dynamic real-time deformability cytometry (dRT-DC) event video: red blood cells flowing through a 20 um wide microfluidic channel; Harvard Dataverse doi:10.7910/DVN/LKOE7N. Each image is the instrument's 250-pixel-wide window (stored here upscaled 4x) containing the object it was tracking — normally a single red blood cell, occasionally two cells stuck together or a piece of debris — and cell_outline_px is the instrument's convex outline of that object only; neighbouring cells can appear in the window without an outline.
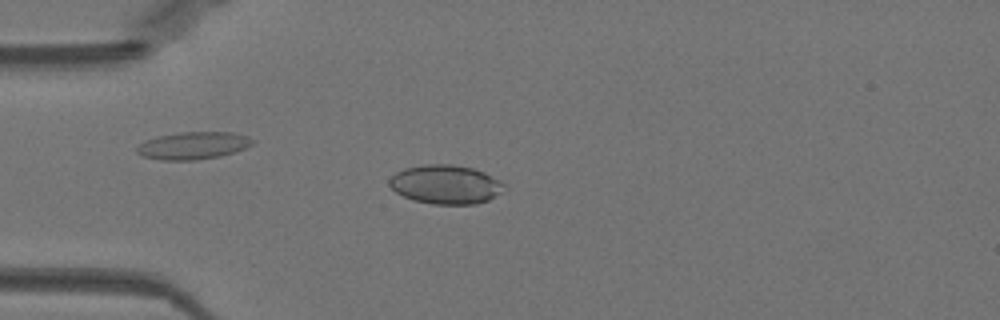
{"species": "Egyptian fruit bat (a non-hibernating species)", "species_latin": "Rousettus aegyptiacus", "temperature_condition": "warm", "stored_images_in_passage": 47, "camera_frame_rate_fps": 3000, "um_per_image_px": 0.085, "animal": {"sex": "female"}, "frame": {"image": 1, "passage_image": 10, "time_ms": 3.0, "image_size_px": [1000, 320], "cell_outline_px": [[504, 192], [488, 200], [476, 204], [432, 204], [412, 200], [396, 192], [388, 184], [388, 180], [396, 172], [404, 168], [424, 164], [452, 164], [472, 168], [484, 172], [504, 184]], "centroid_in_image_um": [37.86, 15.68], "position_along_channel_um": 47.1, "area_um2": 26.13}}